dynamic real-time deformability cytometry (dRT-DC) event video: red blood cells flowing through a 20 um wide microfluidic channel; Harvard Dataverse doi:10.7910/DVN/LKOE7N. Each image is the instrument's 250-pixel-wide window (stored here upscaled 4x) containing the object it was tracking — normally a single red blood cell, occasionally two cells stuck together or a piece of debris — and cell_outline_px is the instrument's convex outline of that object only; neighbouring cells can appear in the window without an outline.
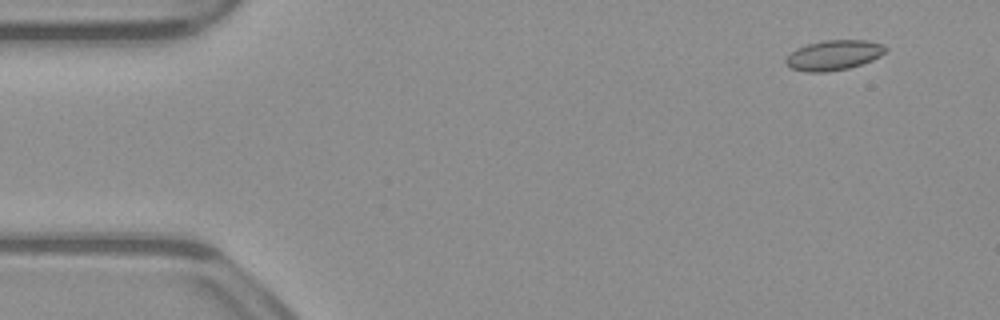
{"species": "common noctule bat (a hibernating species)", "species_latin": "Nyctalus noctula", "temperature_condition": "warm", "stored_images_in_passage": 53, "camera_frame_rate_fps": 3000, "um_per_image_px": 0.085, "animal": {"sex": "male", "body_mass_g": 23.1, "forearm_length_mm": 52.7}, "frame": {"image": 1, "passage_image": 4, "time_ms": 1.0, "image_size_px": [1000, 320], "cell_outline_px": [[888, 48], [880, 56], [872, 60], [848, 68], [824, 72], [808, 72], [792, 68], [784, 64], [784, 60], [796, 48], [808, 44], [824, 40], [864, 40], [884, 44]], "centroid_in_image_um": [70.86, 4.68], "position_along_channel_um": 14.1, "area_um2": 17.34}}
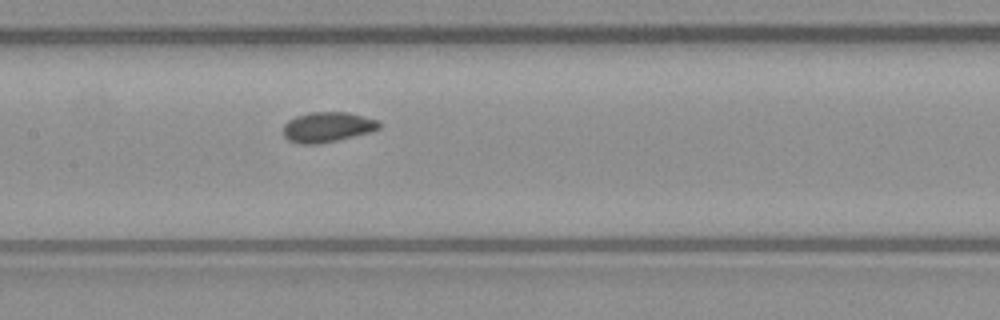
{"frame": {"image": 2, "passage_image": 25, "time_ms": 8.0, "image_size_px": [1000, 320], "cell_outline_px": [[380, 128], [368, 132], [320, 144], [300, 144], [288, 140], [284, 136], [284, 124], [288, 120], [296, 116], [308, 112], [348, 112], [364, 116], [376, 120], [380, 124]], "centroid_in_image_um": [27.79, 10.79], "position_along_channel_um": 179.6, "area_um2": 16.7}}
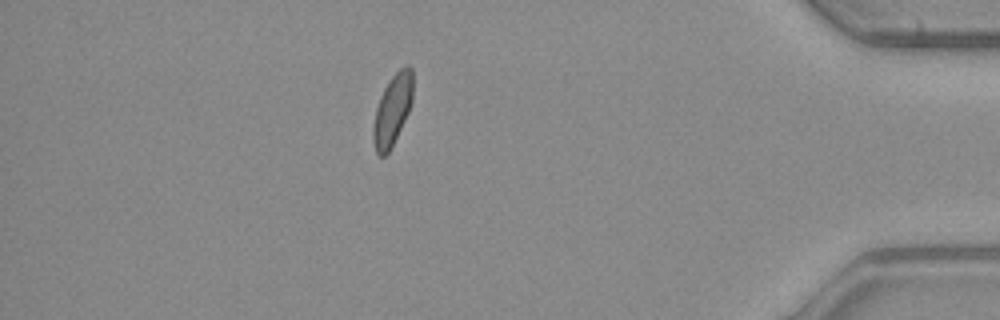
{"frame": {"image": 3, "passage_image": 46, "time_ms": 15.0, "image_size_px": [1000, 320], "cell_outline_px": [[412, 104], [388, 152], [384, 156], [380, 156], [376, 152], [372, 140], [372, 128], [376, 108], [380, 96], [388, 80], [404, 64], [408, 64], [412, 68]], "centroid_in_image_um": [33.34, 9.3], "position_along_channel_um": 401.9, "area_um2": 16.3}}